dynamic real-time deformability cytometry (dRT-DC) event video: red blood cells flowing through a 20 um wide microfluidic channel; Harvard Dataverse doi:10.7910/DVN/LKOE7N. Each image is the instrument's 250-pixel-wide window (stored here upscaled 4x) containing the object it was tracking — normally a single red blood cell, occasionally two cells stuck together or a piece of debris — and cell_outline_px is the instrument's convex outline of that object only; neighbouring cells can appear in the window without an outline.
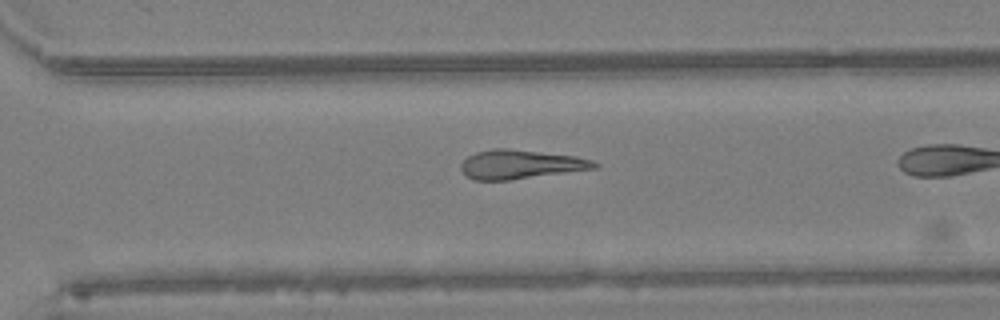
{"species": "Egyptian fruit bat (a non-hibernating species)", "species_latin": "Rousettus aegyptiacus", "temperature_condition": "warm", "stored_images_in_passage": 19, "camera_frame_rate_fps": 3000, "um_per_image_px": 0.085, "animal": {"sex": "female"}, "frame": {"image": 1, "passage_image": 16, "time_ms": 5.0, "image_size_px": [1000, 320], "cell_outline_px": [[600, 164], [596, 168], [508, 180], [472, 180], [464, 176], [460, 168], [460, 164], [468, 156], [476, 152], [492, 148], [508, 148], [576, 156], [592, 160]], "centroid_in_image_um": [44.19, 13.97], "position_along_channel_um": 326.4, "area_um2": 22.6}}